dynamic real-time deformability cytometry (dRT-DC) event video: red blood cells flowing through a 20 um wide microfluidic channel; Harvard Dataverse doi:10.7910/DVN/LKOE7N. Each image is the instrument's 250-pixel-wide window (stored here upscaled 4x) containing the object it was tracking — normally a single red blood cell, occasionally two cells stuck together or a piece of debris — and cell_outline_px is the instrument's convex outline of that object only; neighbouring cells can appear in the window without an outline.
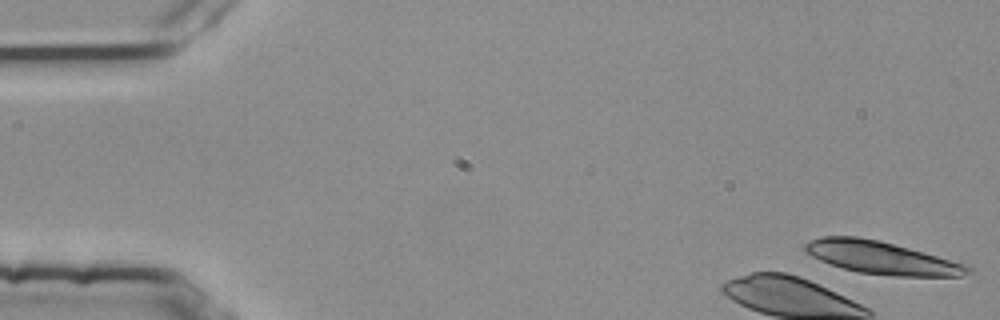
{"species": "common noctule bat (a hibernating species)", "species_latin": "Nyctalus noctula", "temperature_condition": "room temperature", "stored_images_in_passage": 4, "camera_frame_rate_fps": 3000, "um_per_image_px": 0.085, "animal": {"sex": "female", "body_mass_g": 25.1}, "frame": {"image": 1, "passage_image": 1, "time_ms": 0.0, "image_size_px": [1000, 320], "cell_outline_px": [[972, 272], [960, 276], [892, 276], [856, 272], [820, 260], [804, 252], [804, 244], [820, 236], [856, 236], [880, 240], [968, 264], [972, 268]], "centroid_in_image_um": [74.95, 21.9], "position_along_channel_um": 10.1, "area_um2": 31.1}}
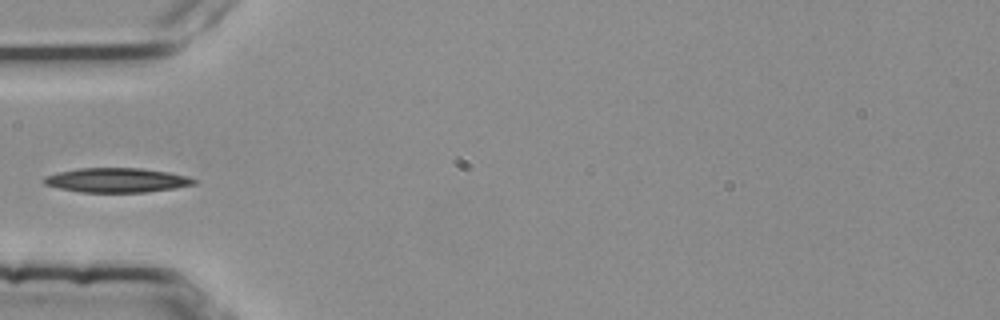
{"frame": {"image": 2, "passage_image": 4, "time_ms": 1.0, "image_size_px": [1000, 320], "cell_outline_px": [[196, 184], [148, 192], [80, 192], [60, 188], [44, 184], [40, 180], [44, 176], [60, 172], [80, 168], [140, 168], [168, 172], [188, 176], [196, 180]], "centroid_in_image_um": [9.9, 15.31], "position_along_channel_um": 75.1, "area_um2": 21.27}}